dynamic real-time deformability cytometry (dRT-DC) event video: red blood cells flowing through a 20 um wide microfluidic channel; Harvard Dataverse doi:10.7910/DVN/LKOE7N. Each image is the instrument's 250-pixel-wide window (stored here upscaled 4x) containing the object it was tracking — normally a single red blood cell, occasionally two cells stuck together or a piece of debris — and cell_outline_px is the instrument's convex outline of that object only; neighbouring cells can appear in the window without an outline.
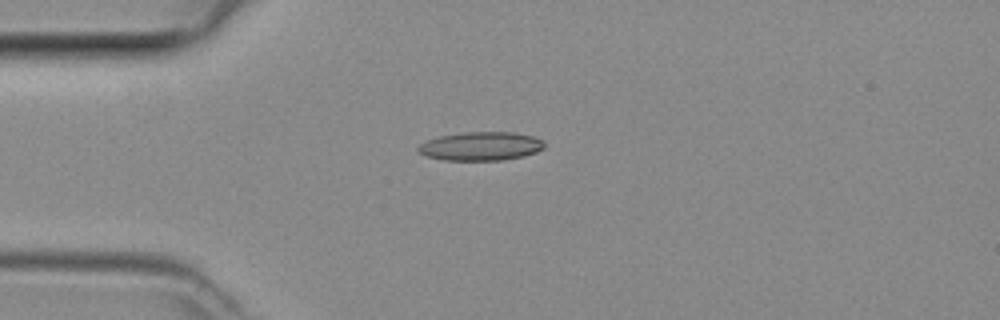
{"species": "common noctule bat (a hibernating species)", "species_latin": "Nyctalus noctula", "temperature_condition": "room temperature", "stored_images_in_passage": 36, "camera_frame_rate_fps": 3000, "um_per_image_px": 0.085, "animal": {"sex": "female", "body_mass_g": 29.2, "forearm_length_mm": 56.3}, "frame": {"image": 1, "passage_image": 1, "time_ms": 0.0, "image_size_px": [1000, 320], "cell_outline_px": [[544, 148], [536, 152], [524, 156], [504, 160], [444, 160], [428, 156], [420, 152], [416, 148], [420, 144], [428, 140], [440, 136], [464, 132], [516, 132], [532, 136], [544, 140]], "centroid_in_image_um": [40.91, 12.42], "position_along_channel_um": 44.1, "area_um2": 21.04}}
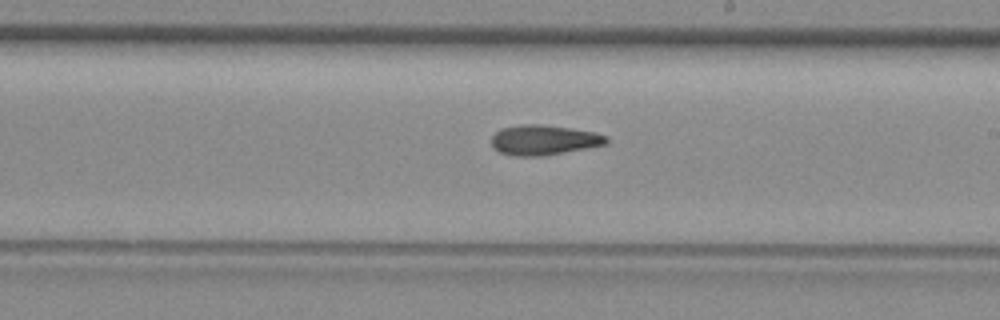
{"frame": {"image": 2, "passage_image": 16, "time_ms": 5.0, "image_size_px": [1000, 320], "cell_outline_px": [[608, 144], [540, 156], [516, 156], [500, 152], [492, 148], [492, 136], [500, 128], [520, 124], [540, 124], [568, 128], [592, 132], [608, 136]], "centroid_in_image_um": [46.19, 11.89], "position_along_channel_um": 242.8, "area_um2": 19.94}}
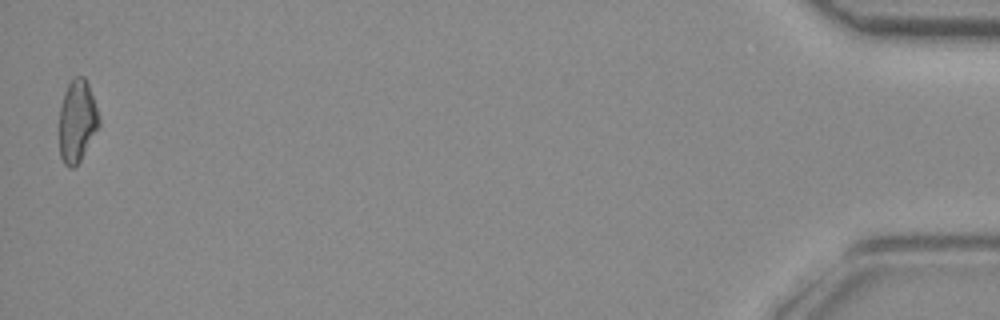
{"frame": {"image": 3, "passage_image": 36, "time_ms": 11.667, "image_size_px": [1000, 320], "cell_outline_px": [[100, 124], [80, 160], [72, 168], [68, 168], [64, 164], [60, 156], [60, 108], [64, 92], [72, 76], [84, 76], [88, 84], [100, 120]], "centroid_in_image_um": [6.54, 10.27], "position_along_channel_um": 428.7, "area_um2": 18.79}}